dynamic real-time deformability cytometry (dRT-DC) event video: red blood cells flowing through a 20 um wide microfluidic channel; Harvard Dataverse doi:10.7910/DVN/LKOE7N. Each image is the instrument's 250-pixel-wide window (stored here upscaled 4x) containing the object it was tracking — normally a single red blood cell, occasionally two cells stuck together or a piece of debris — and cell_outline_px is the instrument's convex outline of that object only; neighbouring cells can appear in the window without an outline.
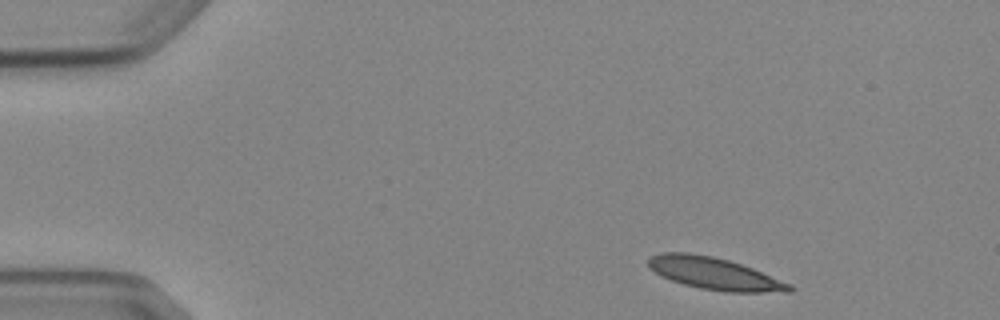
{"species": "Egyptian fruit bat (a non-hibernating species)", "species_latin": "Rousettus aegyptiacus", "temperature_condition": "cold", "stored_images_in_passage": 3, "camera_frame_rate_fps": 3000, "um_per_image_px": 0.085, "animal": {"sex": "female"}, "frame": {"image": 1, "passage_image": 1, "time_ms": 0.0, "image_size_px": [1000, 320], "cell_outline_px": [[796, 288], [792, 292], [724, 292], [700, 288], [684, 284], [660, 276], [648, 268], [648, 256], [660, 252], [688, 252], [712, 256], [728, 260], [752, 268], [792, 284]], "centroid_in_image_um": [60.71, 23.25], "position_along_channel_um": 24.3, "area_um2": 26.65}}